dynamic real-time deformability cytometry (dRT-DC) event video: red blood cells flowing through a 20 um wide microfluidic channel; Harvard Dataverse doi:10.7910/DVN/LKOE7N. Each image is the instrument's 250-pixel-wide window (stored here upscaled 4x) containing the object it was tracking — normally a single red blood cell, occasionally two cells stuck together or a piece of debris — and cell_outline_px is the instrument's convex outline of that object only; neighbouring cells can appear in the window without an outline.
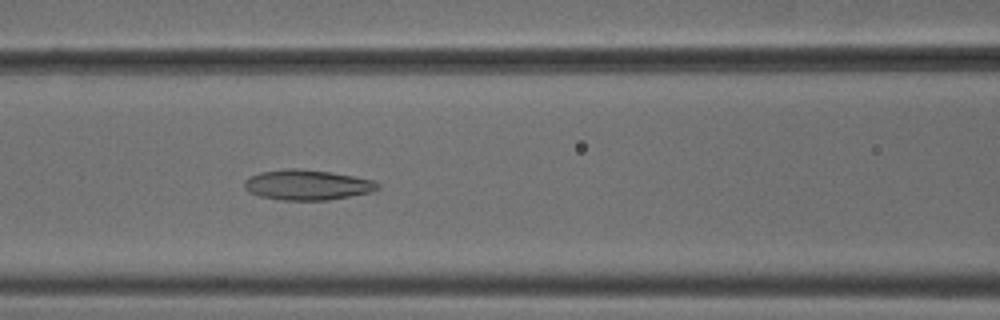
{"species": "common noctule bat (a hibernating species)", "species_latin": "Nyctalus noctula", "temperature_condition": "cold", "stored_images_in_passage": 52, "camera_frame_rate_fps": 3000, "um_per_image_px": 0.085, "animal": {"sex": "male", "body_mass_g": 18.8}, "frame": {"image": 1, "passage_image": 22, "time_ms": 7.0, "image_size_px": [1000, 320], "cell_outline_px": [[380, 188], [372, 192], [328, 200], [284, 200], [260, 196], [244, 188], [244, 180], [248, 176], [260, 172], [288, 168], [296, 168], [332, 172], [376, 180], [380, 184]], "centroid_in_image_um": [26.15, 15.7], "position_along_channel_um": 140.5, "area_um2": 23.64}}
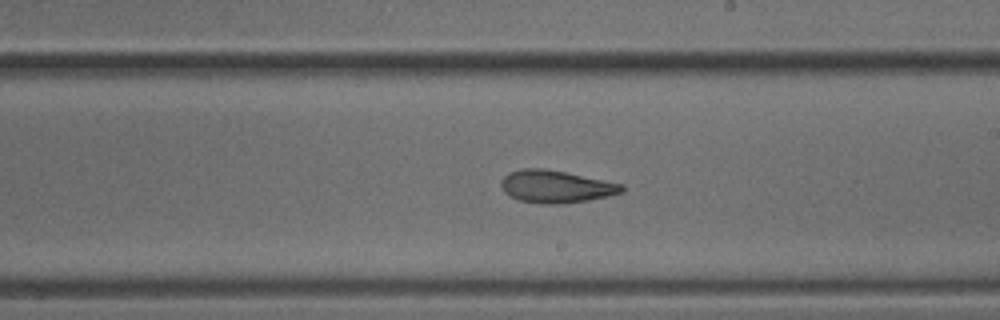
{"frame": {"image": 2, "passage_image": 30, "time_ms": 9.667, "image_size_px": [1000, 320], "cell_outline_px": [[624, 192], [608, 196], [588, 200], [556, 204], [544, 204], [520, 200], [508, 196], [504, 192], [500, 184], [500, 180], [508, 172], [520, 168], [544, 168], [624, 184]], "centroid_in_image_um": [47.22, 15.85], "position_along_channel_um": 241.8, "area_um2": 22.89}}
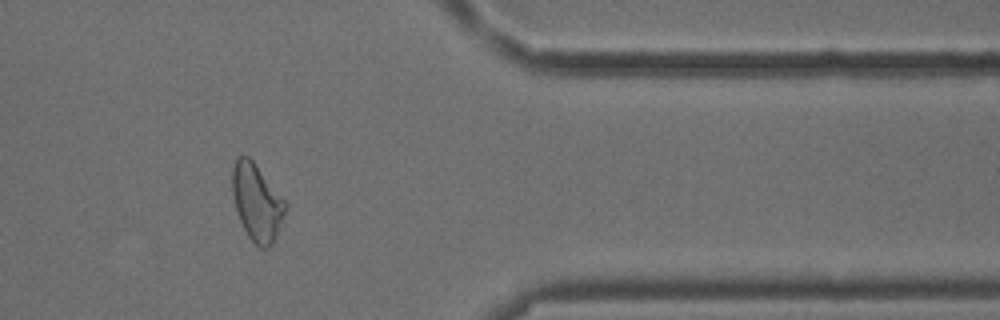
{"frame": {"image": 3, "passage_image": 43, "time_ms": 14.0, "image_size_px": [1000, 320], "cell_outline_px": [[288, 204], [276, 236], [272, 244], [268, 248], [260, 248], [248, 236], [240, 220], [236, 208], [232, 192], [232, 168], [236, 156], [248, 156], [252, 160]], "centroid_in_image_um": [21.83, 17.19], "position_along_channel_um": 389.6, "area_um2": 23.47}, "authors_computed_cell_mechanics": {"area_um2": 24.6228, "velocity_mm_per_s": 3.8002, "shape_relaxation_time_tau1_ms": null, "shape_relaxation_time_tau2_ms": 4.8652, "deformation_change_tau1": null, "deformation_change_tau2": 0.1363}}